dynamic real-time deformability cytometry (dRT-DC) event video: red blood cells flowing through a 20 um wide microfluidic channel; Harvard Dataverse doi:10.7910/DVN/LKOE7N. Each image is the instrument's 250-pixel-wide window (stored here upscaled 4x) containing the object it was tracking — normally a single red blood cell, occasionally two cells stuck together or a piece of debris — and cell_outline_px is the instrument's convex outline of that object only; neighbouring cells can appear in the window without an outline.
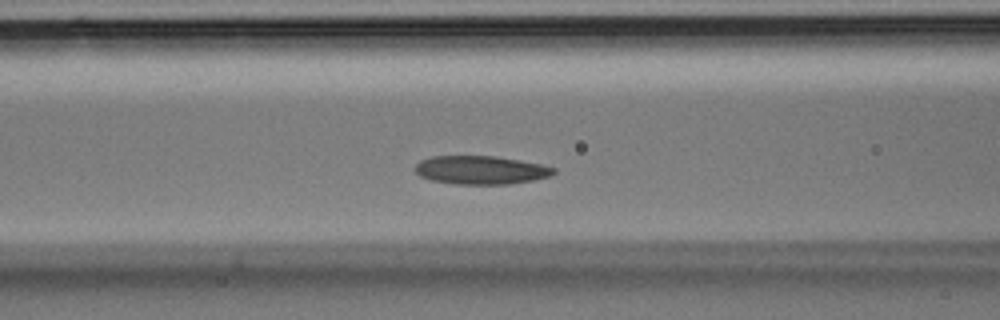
{"species": "Egyptian fruit bat (a non-hibernating species)", "species_latin": "Rousettus aegyptiacus", "temperature_condition": "room temperature", "stored_images_in_passage": 34, "camera_frame_rate_fps": 3000, "um_per_image_px": 0.085, "animal": {"sex": "male"}, "frame": {"image": 1, "passage_image": 13, "time_ms": 4.0, "image_size_px": [1000, 320], "cell_outline_px": [[556, 172], [552, 176], [532, 180], [508, 184], [456, 184], [432, 180], [420, 176], [416, 172], [416, 164], [420, 160], [432, 156], [496, 156], [544, 164], [556, 168]], "centroid_in_image_um": [40.92, 14.44], "position_along_channel_um": 125.7, "area_um2": 23.06}}
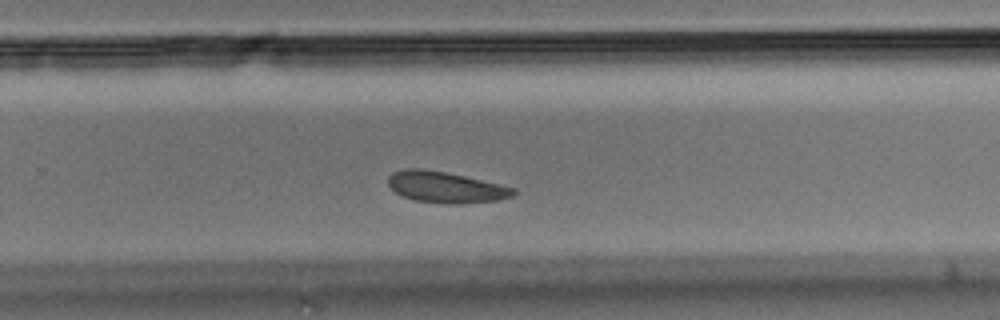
{"frame": {"image": 2, "passage_image": 22, "time_ms": 7.0, "image_size_px": [1000, 320], "cell_outline_px": [[516, 192], [512, 196], [500, 200], [460, 204], [456, 204], [416, 200], [404, 196], [396, 192], [388, 184], [388, 176], [392, 172], [404, 168], [420, 168], [444, 172], [464, 176], [500, 184], [516, 188]], "centroid_in_image_um": [37.9, 15.9], "position_along_channel_um": 291.9, "area_um2": 22.54}}
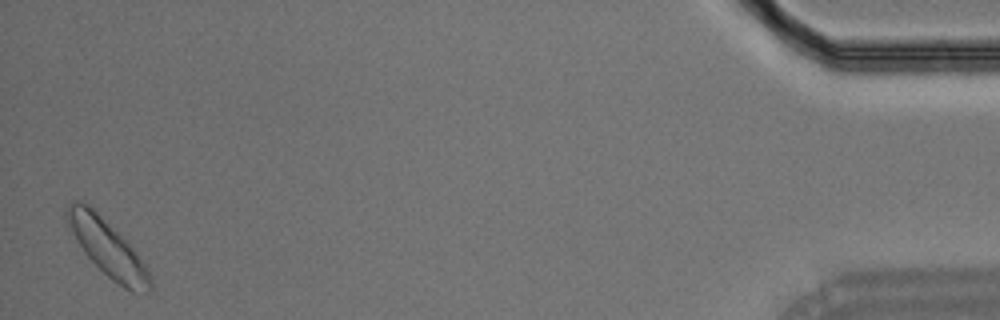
{"frame": {"image": 3, "passage_image": 34, "time_ms": 11.0, "image_size_px": [1000, 320], "cell_outline_px": [[152, 292], [148, 296], [132, 292], [124, 288], [112, 280], [84, 252], [72, 232], [64, 216], [64, 212], [68, 204], [76, 200], [80, 200], [88, 204], [136, 252], [148, 268], [152, 280]], "centroid_in_image_um": [9.18, 21.15], "position_along_channel_um": 426.0, "area_um2": 26.93}}